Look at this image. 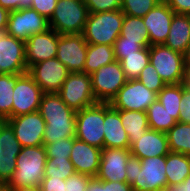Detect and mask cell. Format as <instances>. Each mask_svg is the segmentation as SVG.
Masks as SVG:
<instances>
[{
  "label": "cell",
  "instance_id": "b9f144b4",
  "mask_svg": "<svg viewBox=\"0 0 190 191\" xmlns=\"http://www.w3.org/2000/svg\"><path fill=\"white\" fill-rule=\"evenodd\" d=\"M57 0H32L31 9L36 10L39 14L50 20L52 17Z\"/></svg>",
  "mask_w": 190,
  "mask_h": 191
},
{
  "label": "cell",
  "instance_id": "836d02e7",
  "mask_svg": "<svg viewBox=\"0 0 190 191\" xmlns=\"http://www.w3.org/2000/svg\"><path fill=\"white\" fill-rule=\"evenodd\" d=\"M75 173L69 158H47L44 177L65 180Z\"/></svg>",
  "mask_w": 190,
  "mask_h": 191
},
{
  "label": "cell",
  "instance_id": "d590c367",
  "mask_svg": "<svg viewBox=\"0 0 190 191\" xmlns=\"http://www.w3.org/2000/svg\"><path fill=\"white\" fill-rule=\"evenodd\" d=\"M138 80L149 90H152L155 93H159L166 83L159 76L155 67L149 62L146 67L141 71V74Z\"/></svg>",
  "mask_w": 190,
  "mask_h": 191
},
{
  "label": "cell",
  "instance_id": "f546056e",
  "mask_svg": "<svg viewBox=\"0 0 190 191\" xmlns=\"http://www.w3.org/2000/svg\"><path fill=\"white\" fill-rule=\"evenodd\" d=\"M22 74H0V118L12 117L13 90Z\"/></svg>",
  "mask_w": 190,
  "mask_h": 191
},
{
  "label": "cell",
  "instance_id": "f1b7e54d",
  "mask_svg": "<svg viewBox=\"0 0 190 191\" xmlns=\"http://www.w3.org/2000/svg\"><path fill=\"white\" fill-rule=\"evenodd\" d=\"M166 135L170 152L190 156V123L176 122Z\"/></svg>",
  "mask_w": 190,
  "mask_h": 191
},
{
  "label": "cell",
  "instance_id": "30bf717a",
  "mask_svg": "<svg viewBox=\"0 0 190 191\" xmlns=\"http://www.w3.org/2000/svg\"><path fill=\"white\" fill-rule=\"evenodd\" d=\"M49 28V20L36 10L25 8L10 11L5 32L25 42L33 34L43 33Z\"/></svg>",
  "mask_w": 190,
  "mask_h": 191
},
{
  "label": "cell",
  "instance_id": "4316f807",
  "mask_svg": "<svg viewBox=\"0 0 190 191\" xmlns=\"http://www.w3.org/2000/svg\"><path fill=\"white\" fill-rule=\"evenodd\" d=\"M167 185L179 184L190 174V156L169 152L166 155Z\"/></svg>",
  "mask_w": 190,
  "mask_h": 191
},
{
  "label": "cell",
  "instance_id": "e0dca14e",
  "mask_svg": "<svg viewBox=\"0 0 190 191\" xmlns=\"http://www.w3.org/2000/svg\"><path fill=\"white\" fill-rule=\"evenodd\" d=\"M21 148L11 125L6 120H2L0 122V184H7L11 179Z\"/></svg>",
  "mask_w": 190,
  "mask_h": 191
},
{
  "label": "cell",
  "instance_id": "f6af8a7d",
  "mask_svg": "<svg viewBox=\"0 0 190 191\" xmlns=\"http://www.w3.org/2000/svg\"><path fill=\"white\" fill-rule=\"evenodd\" d=\"M32 0H0V6L9 10H20L30 8Z\"/></svg>",
  "mask_w": 190,
  "mask_h": 191
},
{
  "label": "cell",
  "instance_id": "5bb4252c",
  "mask_svg": "<svg viewBox=\"0 0 190 191\" xmlns=\"http://www.w3.org/2000/svg\"><path fill=\"white\" fill-rule=\"evenodd\" d=\"M21 147L43 145L45 121L39 111L7 118Z\"/></svg>",
  "mask_w": 190,
  "mask_h": 191
},
{
  "label": "cell",
  "instance_id": "ba28073f",
  "mask_svg": "<svg viewBox=\"0 0 190 191\" xmlns=\"http://www.w3.org/2000/svg\"><path fill=\"white\" fill-rule=\"evenodd\" d=\"M58 94L67 106L76 112L97 103L91 77L84 72L69 73Z\"/></svg>",
  "mask_w": 190,
  "mask_h": 191
},
{
  "label": "cell",
  "instance_id": "e575fe53",
  "mask_svg": "<svg viewBox=\"0 0 190 191\" xmlns=\"http://www.w3.org/2000/svg\"><path fill=\"white\" fill-rule=\"evenodd\" d=\"M159 0H121V10L125 15L143 18Z\"/></svg>",
  "mask_w": 190,
  "mask_h": 191
},
{
  "label": "cell",
  "instance_id": "2e32d148",
  "mask_svg": "<svg viewBox=\"0 0 190 191\" xmlns=\"http://www.w3.org/2000/svg\"><path fill=\"white\" fill-rule=\"evenodd\" d=\"M25 42L5 33L0 39V74H25Z\"/></svg>",
  "mask_w": 190,
  "mask_h": 191
},
{
  "label": "cell",
  "instance_id": "5b68a950",
  "mask_svg": "<svg viewBox=\"0 0 190 191\" xmlns=\"http://www.w3.org/2000/svg\"><path fill=\"white\" fill-rule=\"evenodd\" d=\"M149 62L166 84H181L187 81L183 54L164 44L149 46Z\"/></svg>",
  "mask_w": 190,
  "mask_h": 191
},
{
  "label": "cell",
  "instance_id": "74e56055",
  "mask_svg": "<svg viewBox=\"0 0 190 191\" xmlns=\"http://www.w3.org/2000/svg\"><path fill=\"white\" fill-rule=\"evenodd\" d=\"M142 48L143 47L138 43V41L126 40V38L121 35L113 44L115 58L119 62L125 57V55L136 54V52Z\"/></svg>",
  "mask_w": 190,
  "mask_h": 191
},
{
  "label": "cell",
  "instance_id": "7c38bea8",
  "mask_svg": "<svg viewBox=\"0 0 190 191\" xmlns=\"http://www.w3.org/2000/svg\"><path fill=\"white\" fill-rule=\"evenodd\" d=\"M27 73L43 93H58L70 72L55 57L32 65Z\"/></svg>",
  "mask_w": 190,
  "mask_h": 191
},
{
  "label": "cell",
  "instance_id": "cb8c5ba5",
  "mask_svg": "<svg viewBox=\"0 0 190 191\" xmlns=\"http://www.w3.org/2000/svg\"><path fill=\"white\" fill-rule=\"evenodd\" d=\"M190 44V17L188 14H174L168 37L164 43L172 50L184 54Z\"/></svg>",
  "mask_w": 190,
  "mask_h": 191
},
{
  "label": "cell",
  "instance_id": "7dc6e473",
  "mask_svg": "<svg viewBox=\"0 0 190 191\" xmlns=\"http://www.w3.org/2000/svg\"><path fill=\"white\" fill-rule=\"evenodd\" d=\"M105 191H134L127 182H109L105 181Z\"/></svg>",
  "mask_w": 190,
  "mask_h": 191
},
{
  "label": "cell",
  "instance_id": "3957f363",
  "mask_svg": "<svg viewBox=\"0 0 190 191\" xmlns=\"http://www.w3.org/2000/svg\"><path fill=\"white\" fill-rule=\"evenodd\" d=\"M124 15L121 9L89 13L82 33L87 44L113 46L116 39L120 36Z\"/></svg>",
  "mask_w": 190,
  "mask_h": 191
},
{
  "label": "cell",
  "instance_id": "7bdbcfd3",
  "mask_svg": "<svg viewBox=\"0 0 190 191\" xmlns=\"http://www.w3.org/2000/svg\"><path fill=\"white\" fill-rule=\"evenodd\" d=\"M41 191H65L64 180L44 177L40 185Z\"/></svg>",
  "mask_w": 190,
  "mask_h": 191
},
{
  "label": "cell",
  "instance_id": "8992f818",
  "mask_svg": "<svg viewBox=\"0 0 190 191\" xmlns=\"http://www.w3.org/2000/svg\"><path fill=\"white\" fill-rule=\"evenodd\" d=\"M104 102H97L76 112V136L89 145L104 148Z\"/></svg>",
  "mask_w": 190,
  "mask_h": 191
},
{
  "label": "cell",
  "instance_id": "f907efd6",
  "mask_svg": "<svg viewBox=\"0 0 190 191\" xmlns=\"http://www.w3.org/2000/svg\"><path fill=\"white\" fill-rule=\"evenodd\" d=\"M10 11L0 6V31H6Z\"/></svg>",
  "mask_w": 190,
  "mask_h": 191
},
{
  "label": "cell",
  "instance_id": "83f0119b",
  "mask_svg": "<svg viewBox=\"0 0 190 191\" xmlns=\"http://www.w3.org/2000/svg\"><path fill=\"white\" fill-rule=\"evenodd\" d=\"M120 35L126 40L138 41L142 47H149V32L143 18L124 15Z\"/></svg>",
  "mask_w": 190,
  "mask_h": 191
},
{
  "label": "cell",
  "instance_id": "603a6c76",
  "mask_svg": "<svg viewBox=\"0 0 190 191\" xmlns=\"http://www.w3.org/2000/svg\"><path fill=\"white\" fill-rule=\"evenodd\" d=\"M130 152L132 156L139 159L166 156L170 152L167 135L164 132L148 129L130 147Z\"/></svg>",
  "mask_w": 190,
  "mask_h": 191
},
{
  "label": "cell",
  "instance_id": "d4e9b609",
  "mask_svg": "<svg viewBox=\"0 0 190 191\" xmlns=\"http://www.w3.org/2000/svg\"><path fill=\"white\" fill-rule=\"evenodd\" d=\"M119 115L131 147L149 129L147 112L119 110Z\"/></svg>",
  "mask_w": 190,
  "mask_h": 191
},
{
  "label": "cell",
  "instance_id": "681fc988",
  "mask_svg": "<svg viewBox=\"0 0 190 191\" xmlns=\"http://www.w3.org/2000/svg\"><path fill=\"white\" fill-rule=\"evenodd\" d=\"M167 191H190V174L179 184L167 185Z\"/></svg>",
  "mask_w": 190,
  "mask_h": 191
},
{
  "label": "cell",
  "instance_id": "1f68e13d",
  "mask_svg": "<svg viewBox=\"0 0 190 191\" xmlns=\"http://www.w3.org/2000/svg\"><path fill=\"white\" fill-rule=\"evenodd\" d=\"M120 63L128 80L138 79L141 71L149 63V47H143L136 54L125 55Z\"/></svg>",
  "mask_w": 190,
  "mask_h": 191
},
{
  "label": "cell",
  "instance_id": "c3c4849f",
  "mask_svg": "<svg viewBox=\"0 0 190 191\" xmlns=\"http://www.w3.org/2000/svg\"><path fill=\"white\" fill-rule=\"evenodd\" d=\"M86 191H105V181L92 177L87 185Z\"/></svg>",
  "mask_w": 190,
  "mask_h": 191
},
{
  "label": "cell",
  "instance_id": "8fae6325",
  "mask_svg": "<svg viewBox=\"0 0 190 191\" xmlns=\"http://www.w3.org/2000/svg\"><path fill=\"white\" fill-rule=\"evenodd\" d=\"M137 166L136 180L131 185L134 191H157L167 188L165 172L166 156L148 157Z\"/></svg>",
  "mask_w": 190,
  "mask_h": 191
},
{
  "label": "cell",
  "instance_id": "9c48e42d",
  "mask_svg": "<svg viewBox=\"0 0 190 191\" xmlns=\"http://www.w3.org/2000/svg\"><path fill=\"white\" fill-rule=\"evenodd\" d=\"M158 98V94L145 87L138 79L128 80L111 100L117 110L146 112Z\"/></svg>",
  "mask_w": 190,
  "mask_h": 191
},
{
  "label": "cell",
  "instance_id": "f35d334b",
  "mask_svg": "<svg viewBox=\"0 0 190 191\" xmlns=\"http://www.w3.org/2000/svg\"><path fill=\"white\" fill-rule=\"evenodd\" d=\"M89 13L113 11L121 8V0H84Z\"/></svg>",
  "mask_w": 190,
  "mask_h": 191
},
{
  "label": "cell",
  "instance_id": "6da1fadb",
  "mask_svg": "<svg viewBox=\"0 0 190 191\" xmlns=\"http://www.w3.org/2000/svg\"><path fill=\"white\" fill-rule=\"evenodd\" d=\"M44 119V144L76 136V111L58 93H44L38 110Z\"/></svg>",
  "mask_w": 190,
  "mask_h": 191
},
{
  "label": "cell",
  "instance_id": "ab89813d",
  "mask_svg": "<svg viewBox=\"0 0 190 191\" xmlns=\"http://www.w3.org/2000/svg\"><path fill=\"white\" fill-rule=\"evenodd\" d=\"M92 176L75 172L64 180L65 191H86Z\"/></svg>",
  "mask_w": 190,
  "mask_h": 191
},
{
  "label": "cell",
  "instance_id": "d6a6232c",
  "mask_svg": "<svg viewBox=\"0 0 190 191\" xmlns=\"http://www.w3.org/2000/svg\"><path fill=\"white\" fill-rule=\"evenodd\" d=\"M158 101L171 116L178 122L180 115V102L182 99V83L166 84L158 93Z\"/></svg>",
  "mask_w": 190,
  "mask_h": 191
},
{
  "label": "cell",
  "instance_id": "7402d4cb",
  "mask_svg": "<svg viewBox=\"0 0 190 191\" xmlns=\"http://www.w3.org/2000/svg\"><path fill=\"white\" fill-rule=\"evenodd\" d=\"M104 148H130L129 137L125 131L119 110L104 102Z\"/></svg>",
  "mask_w": 190,
  "mask_h": 191
},
{
  "label": "cell",
  "instance_id": "7a4b0ae2",
  "mask_svg": "<svg viewBox=\"0 0 190 191\" xmlns=\"http://www.w3.org/2000/svg\"><path fill=\"white\" fill-rule=\"evenodd\" d=\"M47 154L44 145L22 147L16 169L6 184L9 188L40 187L45 174Z\"/></svg>",
  "mask_w": 190,
  "mask_h": 191
},
{
  "label": "cell",
  "instance_id": "4fadbf2b",
  "mask_svg": "<svg viewBox=\"0 0 190 191\" xmlns=\"http://www.w3.org/2000/svg\"><path fill=\"white\" fill-rule=\"evenodd\" d=\"M88 44L82 34H58L56 58L70 73L84 72Z\"/></svg>",
  "mask_w": 190,
  "mask_h": 191
},
{
  "label": "cell",
  "instance_id": "484cf974",
  "mask_svg": "<svg viewBox=\"0 0 190 191\" xmlns=\"http://www.w3.org/2000/svg\"><path fill=\"white\" fill-rule=\"evenodd\" d=\"M113 46L105 44H88L84 73L91 75L100 67L115 61Z\"/></svg>",
  "mask_w": 190,
  "mask_h": 191
},
{
  "label": "cell",
  "instance_id": "bcb514c9",
  "mask_svg": "<svg viewBox=\"0 0 190 191\" xmlns=\"http://www.w3.org/2000/svg\"><path fill=\"white\" fill-rule=\"evenodd\" d=\"M167 4L176 14L190 13V0H167Z\"/></svg>",
  "mask_w": 190,
  "mask_h": 191
},
{
  "label": "cell",
  "instance_id": "9a60e30c",
  "mask_svg": "<svg viewBox=\"0 0 190 191\" xmlns=\"http://www.w3.org/2000/svg\"><path fill=\"white\" fill-rule=\"evenodd\" d=\"M43 94L28 73L22 74L13 90L12 117L38 111Z\"/></svg>",
  "mask_w": 190,
  "mask_h": 191
},
{
  "label": "cell",
  "instance_id": "6f0895ef",
  "mask_svg": "<svg viewBox=\"0 0 190 191\" xmlns=\"http://www.w3.org/2000/svg\"><path fill=\"white\" fill-rule=\"evenodd\" d=\"M157 191H167V189L165 188V189H161V190H157Z\"/></svg>",
  "mask_w": 190,
  "mask_h": 191
},
{
  "label": "cell",
  "instance_id": "ffe728a7",
  "mask_svg": "<svg viewBox=\"0 0 190 191\" xmlns=\"http://www.w3.org/2000/svg\"><path fill=\"white\" fill-rule=\"evenodd\" d=\"M174 11L167 2H158L144 17L143 21L149 32L150 45L164 44L174 16Z\"/></svg>",
  "mask_w": 190,
  "mask_h": 191
},
{
  "label": "cell",
  "instance_id": "52a82bcc",
  "mask_svg": "<svg viewBox=\"0 0 190 191\" xmlns=\"http://www.w3.org/2000/svg\"><path fill=\"white\" fill-rule=\"evenodd\" d=\"M92 90L97 102H108L118 94V91L128 81L117 60L100 67L90 75Z\"/></svg>",
  "mask_w": 190,
  "mask_h": 191
},
{
  "label": "cell",
  "instance_id": "ac0fdd59",
  "mask_svg": "<svg viewBox=\"0 0 190 191\" xmlns=\"http://www.w3.org/2000/svg\"><path fill=\"white\" fill-rule=\"evenodd\" d=\"M131 156L130 148H103L97 178L109 182H127L126 164Z\"/></svg>",
  "mask_w": 190,
  "mask_h": 191
},
{
  "label": "cell",
  "instance_id": "4dcf8cb0",
  "mask_svg": "<svg viewBox=\"0 0 190 191\" xmlns=\"http://www.w3.org/2000/svg\"><path fill=\"white\" fill-rule=\"evenodd\" d=\"M147 112L149 129L167 133L175 124L176 120L165 110L158 99L152 103Z\"/></svg>",
  "mask_w": 190,
  "mask_h": 191
},
{
  "label": "cell",
  "instance_id": "277c9868",
  "mask_svg": "<svg viewBox=\"0 0 190 191\" xmlns=\"http://www.w3.org/2000/svg\"><path fill=\"white\" fill-rule=\"evenodd\" d=\"M88 15L84 0H57L49 26L60 35L82 34Z\"/></svg>",
  "mask_w": 190,
  "mask_h": 191
},
{
  "label": "cell",
  "instance_id": "44dd1931",
  "mask_svg": "<svg viewBox=\"0 0 190 191\" xmlns=\"http://www.w3.org/2000/svg\"><path fill=\"white\" fill-rule=\"evenodd\" d=\"M69 159L75 172L96 177L101 161V149L76 138Z\"/></svg>",
  "mask_w": 190,
  "mask_h": 191
},
{
  "label": "cell",
  "instance_id": "816d5d0a",
  "mask_svg": "<svg viewBox=\"0 0 190 191\" xmlns=\"http://www.w3.org/2000/svg\"><path fill=\"white\" fill-rule=\"evenodd\" d=\"M183 58H184V66L186 68V71H188L190 69V44L186 48L183 54Z\"/></svg>",
  "mask_w": 190,
  "mask_h": 191
},
{
  "label": "cell",
  "instance_id": "f5cc1de1",
  "mask_svg": "<svg viewBox=\"0 0 190 191\" xmlns=\"http://www.w3.org/2000/svg\"><path fill=\"white\" fill-rule=\"evenodd\" d=\"M9 191H41L40 187H18V188H9Z\"/></svg>",
  "mask_w": 190,
  "mask_h": 191
},
{
  "label": "cell",
  "instance_id": "db71d44e",
  "mask_svg": "<svg viewBox=\"0 0 190 191\" xmlns=\"http://www.w3.org/2000/svg\"><path fill=\"white\" fill-rule=\"evenodd\" d=\"M0 191H9V187L6 184H0Z\"/></svg>",
  "mask_w": 190,
  "mask_h": 191
},
{
  "label": "cell",
  "instance_id": "d6986e66",
  "mask_svg": "<svg viewBox=\"0 0 190 191\" xmlns=\"http://www.w3.org/2000/svg\"><path fill=\"white\" fill-rule=\"evenodd\" d=\"M58 33L49 28L43 33L33 34L25 41L27 68L57 55Z\"/></svg>",
  "mask_w": 190,
  "mask_h": 191
},
{
  "label": "cell",
  "instance_id": "9f6ffc18",
  "mask_svg": "<svg viewBox=\"0 0 190 191\" xmlns=\"http://www.w3.org/2000/svg\"><path fill=\"white\" fill-rule=\"evenodd\" d=\"M5 33H6L5 31H0V39H1V37H2Z\"/></svg>",
  "mask_w": 190,
  "mask_h": 191
},
{
  "label": "cell",
  "instance_id": "60d3db41",
  "mask_svg": "<svg viewBox=\"0 0 190 191\" xmlns=\"http://www.w3.org/2000/svg\"><path fill=\"white\" fill-rule=\"evenodd\" d=\"M179 109L178 122L190 123V86L186 82L182 83V99Z\"/></svg>",
  "mask_w": 190,
  "mask_h": 191
},
{
  "label": "cell",
  "instance_id": "ee69618b",
  "mask_svg": "<svg viewBox=\"0 0 190 191\" xmlns=\"http://www.w3.org/2000/svg\"><path fill=\"white\" fill-rule=\"evenodd\" d=\"M137 166H141V160L131 155L125 167L127 183L130 185L136 180Z\"/></svg>",
  "mask_w": 190,
  "mask_h": 191
},
{
  "label": "cell",
  "instance_id": "11a10c76",
  "mask_svg": "<svg viewBox=\"0 0 190 191\" xmlns=\"http://www.w3.org/2000/svg\"><path fill=\"white\" fill-rule=\"evenodd\" d=\"M186 83L190 85V69L187 71V81Z\"/></svg>",
  "mask_w": 190,
  "mask_h": 191
},
{
  "label": "cell",
  "instance_id": "8d00e7d4",
  "mask_svg": "<svg viewBox=\"0 0 190 191\" xmlns=\"http://www.w3.org/2000/svg\"><path fill=\"white\" fill-rule=\"evenodd\" d=\"M75 137L57 140L52 143L43 144L47 158H69Z\"/></svg>",
  "mask_w": 190,
  "mask_h": 191
}]
</instances>
